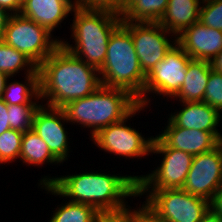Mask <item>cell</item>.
I'll return each mask as SVG.
<instances>
[{
	"mask_svg": "<svg viewBox=\"0 0 222 222\" xmlns=\"http://www.w3.org/2000/svg\"><path fill=\"white\" fill-rule=\"evenodd\" d=\"M38 181V188L47 194L93 206L98 212L123 210L130 206L128 199L138 197L137 175L109 174L102 173V170L98 173L94 170L59 177L47 175Z\"/></svg>",
	"mask_w": 222,
	"mask_h": 222,
	"instance_id": "obj_1",
	"label": "cell"
},
{
	"mask_svg": "<svg viewBox=\"0 0 222 222\" xmlns=\"http://www.w3.org/2000/svg\"><path fill=\"white\" fill-rule=\"evenodd\" d=\"M38 71L41 102L49 107L62 108L92 94L101 85L99 70L61 44L38 66Z\"/></svg>",
	"mask_w": 222,
	"mask_h": 222,
	"instance_id": "obj_2",
	"label": "cell"
},
{
	"mask_svg": "<svg viewBox=\"0 0 222 222\" xmlns=\"http://www.w3.org/2000/svg\"><path fill=\"white\" fill-rule=\"evenodd\" d=\"M70 31L73 43L61 39L60 44L85 63L102 67L113 31L122 23L120 15L110 11L83 9L75 6ZM66 40V41H65Z\"/></svg>",
	"mask_w": 222,
	"mask_h": 222,
	"instance_id": "obj_3",
	"label": "cell"
},
{
	"mask_svg": "<svg viewBox=\"0 0 222 222\" xmlns=\"http://www.w3.org/2000/svg\"><path fill=\"white\" fill-rule=\"evenodd\" d=\"M137 106V99L127 90L100 85L92 94L70 101L62 109L69 123L89 129L91 138L100 129L122 121Z\"/></svg>",
	"mask_w": 222,
	"mask_h": 222,
	"instance_id": "obj_4",
	"label": "cell"
},
{
	"mask_svg": "<svg viewBox=\"0 0 222 222\" xmlns=\"http://www.w3.org/2000/svg\"><path fill=\"white\" fill-rule=\"evenodd\" d=\"M101 85L127 90L142 105L146 74L141 69L133 39L121 23L111 34L105 61L99 69Z\"/></svg>",
	"mask_w": 222,
	"mask_h": 222,
	"instance_id": "obj_5",
	"label": "cell"
},
{
	"mask_svg": "<svg viewBox=\"0 0 222 222\" xmlns=\"http://www.w3.org/2000/svg\"><path fill=\"white\" fill-rule=\"evenodd\" d=\"M145 198H144V196ZM145 211L157 222H200L210 209V202L182 188L138 191Z\"/></svg>",
	"mask_w": 222,
	"mask_h": 222,
	"instance_id": "obj_6",
	"label": "cell"
},
{
	"mask_svg": "<svg viewBox=\"0 0 222 222\" xmlns=\"http://www.w3.org/2000/svg\"><path fill=\"white\" fill-rule=\"evenodd\" d=\"M153 154H160L161 162L146 175L137 176L138 191L183 188L194 156L169 147L158 135H155L152 142Z\"/></svg>",
	"mask_w": 222,
	"mask_h": 222,
	"instance_id": "obj_7",
	"label": "cell"
},
{
	"mask_svg": "<svg viewBox=\"0 0 222 222\" xmlns=\"http://www.w3.org/2000/svg\"><path fill=\"white\" fill-rule=\"evenodd\" d=\"M147 110L143 105H138L127 117L122 121L110 124L107 127L100 129L91 139L95 146L103 150L107 154H114L116 158L124 157L134 160L151 156L152 142L154 136L145 138L142 132L132 127L130 119L139 113ZM138 113V114H137ZM129 120V122H128ZM128 122V124H126ZM140 132V133H139Z\"/></svg>",
	"mask_w": 222,
	"mask_h": 222,
	"instance_id": "obj_8",
	"label": "cell"
},
{
	"mask_svg": "<svg viewBox=\"0 0 222 222\" xmlns=\"http://www.w3.org/2000/svg\"><path fill=\"white\" fill-rule=\"evenodd\" d=\"M2 40L22 52L38 67L60 45L61 38L53 36L38 23L14 14L9 18Z\"/></svg>",
	"mask_w": 222,
	"mask_h": 222,
	"instance_id": "obj_9",
	"label": "cell"
},
{
	"mask_svg": "<svg viewBox=\"0 0 222 222\" xmlns=\"http://www.w3.org/2000/svg\"><path fill=\"white\" fill-rule=\"evenodd\" d=\"M191 59L178 43L171 47L165 58L146 74L142 105L148 108L155 96L159 100L173 99L185 81L186 67Z\"/></svg>",
	"mask_w": 222,
	"mask_h": 222,
	"instance_id": "obj_10",
	"label": "cell"
},
{
	"mask_svg": "<svg viewBox=\"0 0 222 222\" xmlns=\"http://www.w3.org/2000/svg\"><path fill=\"white\" fill-rule=\"evenodd\" d=\"M122 24L131 34L141 69L145 74L163 60L166 53L177 43V37L159 23L122 21Z\"/></svg>",
	"mask_w": 222,
	"mask_h": 222,
	"instance_id": "obj_11",
	"label": "cell"
},
{
	"mask_svg": "<svg viewBox=\"0 0 222 222\" xmlns=\"http://www.w3.org/2000/svg\"><path fill=\"white\" fill-rule=\"evenodd\" d=\"M222 186V146L193 157L183 190L211 201Z\"/></svg>",
	"mask_w": 222,
	"mask_h": 222,
	"instance_id": "obj_12",
	"label": "cell"
},
{
	"mask_svg": "<svg viewBox=\"0 0 222 222\" xmlns=\"http://www.w3.org/2000/svg\"><path fill=\"white\" fill-rule=\"evenodd\" d=\"M69 121L62 108L41 105L36 111L32 130L48 145L52 155L63 165L70 156V135L67 126Z\"/></svg>",
	"mask_w": 222,
	"mask_h": 222,
	"instance_id": "obj_13",
	"label": "cell"
},
{
	"mask_svg": "<svg viewBox=\"0 0 222 222\" xmlns=\"http://www.w3.org/2000/svg\"><path fill=\"white\" fill-rule=\"evenodd\" d=\"M164 130L157 134L169 147L192 156L208 152L220 144L221 132H207L177 127L169 118Z\"/></svg>",
	"mask_w": 222,
	"mask_h": 222,
	"instance_id": "obj_14",
	"label": "cell"
},
{
	"mask_svg": "<svg viewBox=\"0 0 222 222\" xmlns=\"http://www.w3.org/2000/svg\"><path fill=\"white\" fill-rule=\"evenodd\" d=\"M177 43L192 59L210 62L222 50V31L198 21L177 36Z\"/></svg>",
	"mask_w": 222,
	"mask_h": 222,
	"instance_id": "obj_15",
	"label": "cell"
},
{
	"mask_svg": "<svg viewBox=\"0 0 222 222\" xmlns=\"http://www.w3.org/2000/svg\"><path fill=\"white\" fill-rule=\"evenodd\" d=\"M75 7L73 0H24L20 15L45 27L53 34Z\"/></svg>",
	"mask_w": 222,
	"mask_h": 222,
	"instance_id": "obj_16",
	"label": "cell"
},
{
	"mask_svg": "<svg viewBox=\"0 0 222 222\" xmlns=\"http://www.w3.org/2000/svg\"><path fill=\"white\" fill-rule=\"evenodd\" d=\"M179 110L169 113V119L185 129H196L207 132H221L222 115L205 102H178Z\"/></svg>",
	"mask_w": 222,
	"mask_h": 222,
	"instance_id": "obj_17",
	"label": "cell"
},
{
	"mask_svg": "<svg viewBox=\"0 0 222 222\" xmlns=\"http://www.w3.org/2000/svg\"><path fill=\"white\" fill-rule=\"evenodd\" d=\"M203 0H168L159 24L168 32L179 36L186 28L199 21Z\"/></svg>",
	"mask_w": 222,
	"mask_h": 222,
	"instance_id": "obj_18",
	"label": "cell"
},
{
	"mask_svg": "<svg viewBox=\"0 0 222 222\" xmlns=\"http://www.w3.org/2000/svg\"><path fill=\"white\" fill-rule=\"evenodd\" d=\"M211 65L209 61L191 59L186 67V78L178 94L177 102H203Z\"/></svg>",
	"mask_w": 222,
	"mask_h": 222,
	"instance_id": "obj_19",
	"label": "cell"
},
{
	"mask_svg": "<svg viewBox=\"0 0 222 222\" xmlns=\"http://www.w3.org/2000/svg\"><path fill=\"white\" fill-rule=\"evenodd\" d=\"M11 78H7L1 98L7 105H30L40 96L38 68L33 73L26 75L23 78L24 82ZM10 79L13 81L11 82Z\"/></svg>",
	"mask_w": 222,
	"mask_h": 222,
	"instance_id": "obj_20",
	"label": "cell"
},
{
	"mask_svg": "<svg viewBox=\"0 0 222 222\" xmlns=\"http://www.w3.org/2000/svg\"><path fill=\"white\" fill-rule=\"evenodd\" d=\"M26 166L55 165L61 163L52 155L48 145L31 129L23 132L19 162Z\"/></svg>",
	"mask_w": 222,
	"mask_h": 222,
	"instance_id": "obj_21",
	"label": "cell"
},
{
	"mask_svg": "<svg viewBox=\"0 0 222 222\" xmlns=\"http://www.w3.org/2000/svg\"><path fill=\"white\" fill-rule=\"evenodd\" d=\"M168 0H125L122 21L158 23Z\"/></svg>",
	"mask_w": 222,
	"mask_h": 222,
	"instance_id": "obj_22",
	"label": "cell"
},
{
	"mask_svg": "<svg viewBox=\"0 0 222 222\" xmlns=\"http://www.w3.org/2000/svg\"><path fill=\"white\" fill-rule=\"evenodd\" d=\"M38 67L22 52L0 41V72L15 77L20 71L24 75L33 73ZM25 70V71H24Z\"/></svg>",
	"mask_w": 222,
	"mask_h": 222,
	"instance_id": "obj_23",
	"label": "cell"
},
{
	"mask_svg": "<svg viewBox=\"0 0 222 222\" xmlns=\"http://www.w3.org/2000/svg\"><path fill=\"white\" fill-rule=\"evenodd\" d=\"M64 201L52 211L48 222H96L99 212L93 206Z\"/></svg>",
	"mask_w": 222,
	"mask_h": 222,
	"instance_id": "obj_24",
	"label": "cell"
},
{
	"mask_svg": "<svg viewBox=\"0 0 222 222\" xmlns=\"http://www.w3.org/2000/svg\"><path fill=\"white\" fill-rule=\"evenodd\" d=\"M39 100H42L40 96L30 105H8L10 128L20 132L31 130L34 115L42 105Z\"/></svg>",
	"mask_w": 222,
	"mask_h": 222,
	"instance_id": "obj_25",
	"label": "cell"
},
{
	"mask_svg": "<svg viewBox=\"0 0 222 222\" xmlns=\"http://www.w3.org/2000/svg\"><path fill=\"white\" fill-rule=\"evenodd\" d=\"M23 132L9 129L0 135V165L18 161Z\"/></svg>",
	"mask_w": 222,
	"mask_h": 222,
	"instance_id": "obj_26",
	"label": "cell"
},
{
	"mask_svg": "<svg viewBox=\"0 0 222 222\" xmlns=\"http://www.w3.org/2000/svg\"><path fill=\"white\" fill-rule=\"evenodd\" d=\"M96 222H145V207L140 201L137 208L129 206L116 212H99Z\"/></svg>",
	"mask_w": 222,
	"mask_h": 222,
	"instance_id": "obj_27",
	"label": "cell"
},
{
	"mask_svg": "<svg viewBox=\"0 0 222 222\" xmlns=\"http://www.w3.org/2000/svg\"><path fill=\"white\" fill-rule=\"evenodd\" d=\"M199 21L207 27L222 31V0H203Z\"/></svg>",
	"mask_w": 222,
	"mask_h": 222,
	"instance_id": "obj_28",
	"label": "cell"
},
{
	"mask_svg": "<svg viewBox=\"0 0 222 222\" xmlns=\"http://www.w3.org/2000/svg\"><path fill=\"white\" fill-rule=\"evenodd\" d=\"M203 102L216 109L222 115V74L212 69H210Z\"/></svg>",
	"mask_w": 222,
	"mask_h": 222,
	"instance_id": "obj_29",
	"label": "cell"
},
{
	"mask_svg": "<svg viewBox=\"0 0 222 222\" xmlns=\"http://www.w3.org/2000/svg\"><path fill=\"white\" fill-rule=\"evenodd\" d=\"M75 6L83 9L110 11L122 15L125 0H74Z\"/></svg>",
	"mask_w": 222,
	"mask_h": 222,
	"instance_id": "obj_30",
	"label": "cell"
},
{
	"mask_svg": "<svg viewBox=\"0 0 222 222\" xmlns=\"http://www.w3.org/2000/svg\"><path fill=\"white\" fill-rule=\"evenodd\" d=\"M9 129L8 105L0 99V135Z\"/></svg>",
	"mask_w": 222,
	"mask_h": 222,
	"instance_id": "obj_31",
	"label": "cell"
},
{
	"mask_svg": "<svg viewBox=\"0 0 222 222\" xmlns=\"http://www.w3.org/2000/svg\"><path fill=\"white\" fill-rule=\"evenodd\" d=\"M24 0H0V7L10 14H19Z\"/></svg>",
	"mask_w": 222,
	"mask_h": 222,
	"instance_id": "obj_32",
	"label": "cell"
},
{
	"mask_svg": "<svg viewBox=\"0 0 222 222\" xmlns=\"http://www.w3.org/2000/svg\"><path fill=\"white\" fill-rule=\"evenodd\" d=\"M210 209L222 218V186L210 201Z\"/></svg>",
	"mask_w": 222,
	"mask_h": 222,
	"instance_id": "obj_33",
	"label": "cell"
},
{
	"mask_svg": "<svg viewBox=\"0 0 222 222\" xmlns=\"http://www.w3.org/2000/svg\"><path fill=\"white\" fill-rule=\"evenodd\" d=\"M12 14L0 7V41L3 39L4 32Z\"/></svg>",
	"mask_w": 222,
	"mask_h": 222,
	"instance_id": "obj_34",
	"label": "cell"
},
{
	"mask_svg": "<svg viewBox=\"0 0 222 222\" xmlns=\"http://www.w3.org/2000/svg\"><path fill=\"white\" fill-rule=\"evenodd\" d=\"M211 69L222 74V50L210 61Z\"/></svg>",
	"mask_w": 222,
	"mask_h": 222,
	"instance_id": "obj_35",
	"label": "cell"
},
{
	"mask_svg": "<svg viewBox=\"0 0 222 222\" xmlns=\"http://www.w3.org/2000/svg\"><path fill=\"white\" fill-rule=\"evenodd\" d=\"M200 222H222V218L218 214L214 213L211 209H209L202 217Z\"/></svg>",
	"mask_w": 222,
	"mask_h": 222,
	"instance_id": "obj_36",
	"label": "cell"
},
{
	"mask_svg": "<svg viewBox=\"0 0 222 222\" xmlns=\"http://www.w3.org/2000/svg\"><path fill=\"white\" fill-rule=\"evenodd\" d=\"M7 78L8 76L5 73L0 72V99L2 98Z\"/></svg>",
	"mask_w": 222,
	"mask_h": 222,
	"instance_id": "obj_37",
	"label": "cell"
},
{
	"mask_svg": "<svg viewBox=\"0 0 222 222\" xmlns=\"http://www.w3.org/2000/svg\"><path fill=\"white\" fill-rule=\"evenodd\" d=\"M145 222H157L145 211Z\"/></svg>",
	"mask_w": 222,
	"mask_h": 222,
	"instance_id": "obj_38",
	"label": "cell"
},
{
	"mask_svg": "<svg viewBox=\"0 0 222 222\" xmlns=\"http://www.w3.org/2000/svg\"><path fill=\"white\" fill-rule=\"evenodd\" d=\"M220 144H221V146H222V136H221V138H220Z\"/></svg>",
	"mask_w": 222,
	"mask_h": 222,
	"instance_id": "obj_39",
	"label": "cell"
}]
</instances>
